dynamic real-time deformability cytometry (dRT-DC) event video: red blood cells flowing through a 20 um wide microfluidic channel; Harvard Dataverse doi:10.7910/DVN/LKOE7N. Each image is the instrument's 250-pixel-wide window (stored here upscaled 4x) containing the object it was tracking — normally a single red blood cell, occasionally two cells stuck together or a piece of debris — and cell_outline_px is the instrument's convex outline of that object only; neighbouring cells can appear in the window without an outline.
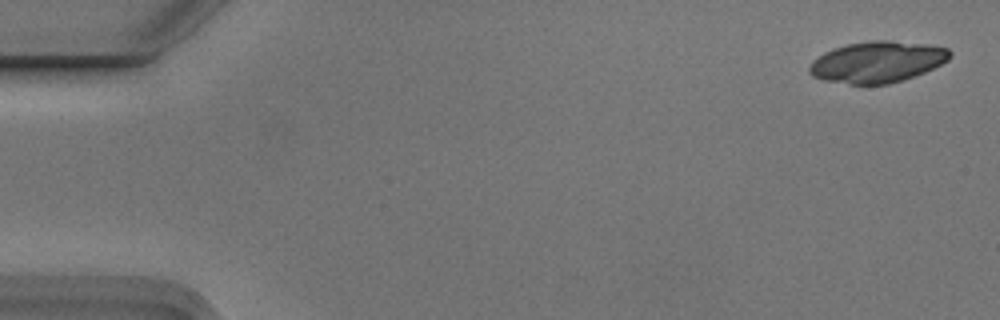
{"species": "Egyptian fruit bat (a non-hibernating species)", "species_latin": "Rousettus aegyptiacus", "temperature_condition": "cold", "stored_images_in_passage": 4, "camera_frame_rate_fps": 3000, "um_per_image_px": 0.085, "animal": {"sex": "male"}, "frame": {"image": 1, "passage_image": 1, "time_ms": 0.0, "image_size_px": [1000, 320], "cell_outline_px": [[952, 56], [948, 60], [924, 72], [888, 84], [848, 84], [824, 80], [812, 76], [808, 72], [808, 68], [812, 60], [824, 52], [848, 44], [868, 40], [884, 40], [932, 44], [948, 48], [952, 52]], "centroid_in_image_um": [74.57, 5.25], "position_along_channel_um": 10.4, "area_um2": 33.76}}